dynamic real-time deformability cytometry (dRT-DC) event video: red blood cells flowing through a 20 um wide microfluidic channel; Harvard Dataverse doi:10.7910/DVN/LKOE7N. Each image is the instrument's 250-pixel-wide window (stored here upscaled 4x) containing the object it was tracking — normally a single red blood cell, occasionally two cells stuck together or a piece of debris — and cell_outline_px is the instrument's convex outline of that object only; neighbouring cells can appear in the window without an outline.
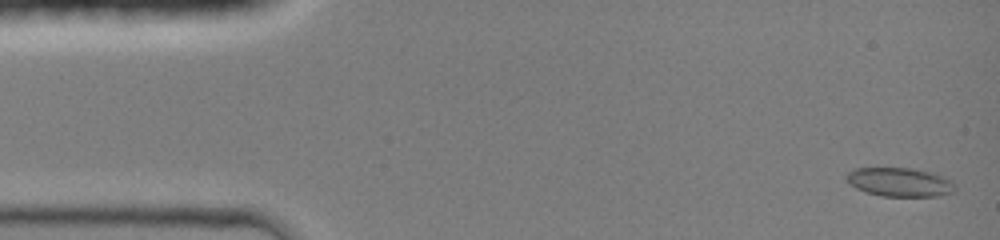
{"species": "common noctule bat (a hibernating species)", "species_latin": "Nyctalus noctula", "temperature_condition": "room temperature", "stored_images_in_passage": 44, "camera_frame_rate_fps": 3000, "um_per_image_px": 0.085, "animal": {"sex": "female", "body_mass_g": 19.0, "forearm_length_mm": 51.5}, "frame": {"image": 1, "passage_image": 1, "time_ms": 0.0, "image_size_px": [1000, 240], "cell_outline_px": [[956, 192], [936, 196], [880, 196], [856, 188], [844, 176], [848, 172], [856, 168], [912, 168], [932, 172], [944, 176], [952, 180], [956, 184]], "centroid_in_image_um": [76.55, 15.48], "position_along_channel_um": 8.5, "area_um2": 18.38}}
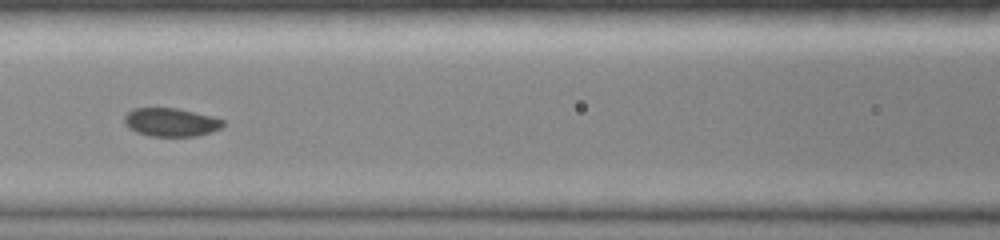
{"frame": {"image": 2, "passage_image": 19, "time_ms": 6.0, "image_size_px": [1000, 240], "cell_outline_px": [[224, 124], [220, 128], [212, 132], [196, 136], [148, 136], [136, 132], [128, 128], [124, 124], [124, 116], [132, 108], [176, 108], [212, 116], [224, 120]], "centroid_in_image_um": [14.5, 10.39], "position_along_channel_um": 152.1, "area_um2": 16.42}}
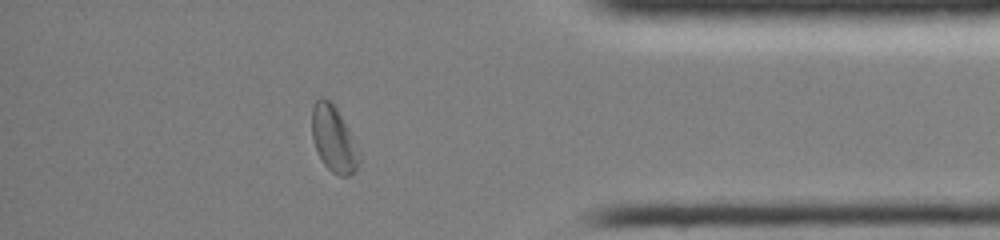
{"frame": {"image": 3, "passage_image": 38, "time_ms": 12.333, "image_size_px": [1000, 240], "cell_outline_px": [[360, 168], [356, 172], [348, 176], [340, 176], [332, 172], [324, 164], [316, 148], [312, 136], [312, 108], [316, 100], [320, 96], [328, 100], [336, 108], [348, 128], [360, 160]], "centroid_in_image_um": [28.36, 11.85], "position_along_channel_um": 406.8, "area_um2": 17.8}}